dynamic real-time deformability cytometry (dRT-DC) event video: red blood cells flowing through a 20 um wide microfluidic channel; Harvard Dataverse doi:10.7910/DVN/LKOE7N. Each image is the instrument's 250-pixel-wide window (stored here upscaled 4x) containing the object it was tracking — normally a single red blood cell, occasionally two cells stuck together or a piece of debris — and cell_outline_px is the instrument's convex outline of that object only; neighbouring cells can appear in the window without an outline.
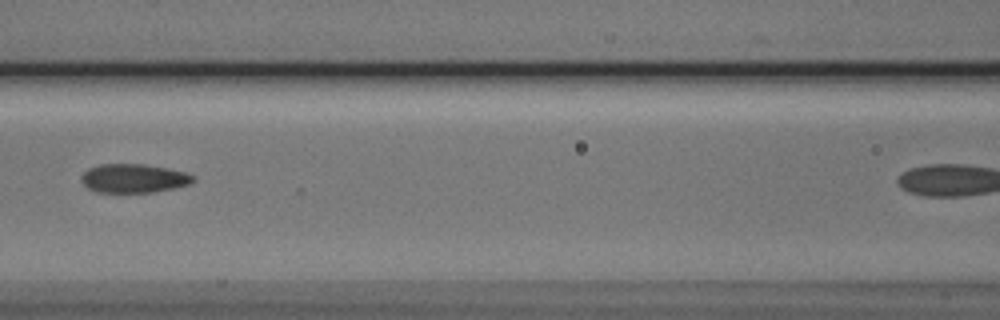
{"species": "Egyptian fruit bat (a non-hibernating species)", "species_latin": "Rousettus aegyptiacus", "temperature_condition": "cold", "stored_images_in_passage": 5, "segment_of_instrument_passage": [1, 2], "camera_frame_rate_fps": 3000, "um_per_image_px": 0.085, "animal": {"sex": "male"}, "frame": {"image": 1, "passage_image": 4, "time_ms": 3.333, "image_size_px": [1000, 320], "cell_outline_px": [[196, 180], [188, 184], [176, 188], [152, 192], [96, 192], [88, 188], [80, 180], [80, 176], [88, 168], [100, 164], [144, 164], [168, 168], [184, 172], [196, 176]], "centroid_in_image_um": [11.37, 15.15], "position_along_channel_um": 155.2, "area_um2": 18.9}}